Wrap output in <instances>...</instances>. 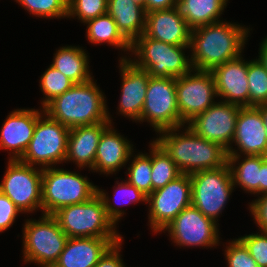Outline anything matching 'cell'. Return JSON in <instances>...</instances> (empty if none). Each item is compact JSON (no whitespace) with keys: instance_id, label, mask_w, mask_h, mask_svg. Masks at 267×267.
Masks as SVG:
<instances>
[{"instance_id":"6da1fadb","label":"cell","mask_w":267,"mask_h":267,"mask_svg":"<svg viewBox=\"0 0 267 267\" xmlns=\"http://www.w3.org/2000/svg\"><path fill=\"white\" fill-rule=\"evenodd\" d=\"M249 28L218 21L191 30L190 55L194 70L211 71L218 65L241 56Z\"/></svg>"},{"instance_id":"7a4b0ae2","label":"cell","mask_w":267,"mask_h":267,"mask_svg":"<svg viewBox=\"0 0 267 267\" xmlns=\"http://www.w3.org/2000/svg\"><path fill=\"white\" fill-rule=\"evenodd\" d=\"M106 193L97 188V194L89 201L63 207L53 214L68 238L123 239L115 228L124 210L112 205Z\"/></svg>"},{"instance_id":"3957f363","label":"cell","mask_w":267,"mask_h":267,"mask_svg":"<svg viewBox=\"0 0 267 267\" xmlns=\"http://www.w3.org/2000/svg\"><path fill=\"white\" fill-rule=\"evenodd\" d=\"M170 128L158 132L156 142L174 161L182 174H192L207 169H215L227 163V150L220 144L197 135L189 126ZM179 132V133H177Z\"/></svg>"},{"instance_id":"277c9868","label":"cell","mask_w":267,"mask_h":267,"mask_svg":"<svg viewBox=\"0 0 267 267\" xmlns=\"http://www.w3.org/2000/svg\"><path fill=\"white\" fill-rule=\"evenodd\" d=\"M91 80L74 84L43 109L52 119L68 128L110 122L106 100L100 87Z\"/></svg>"},{"instance_id":"5b68a950","label":"cell","mask_w":267,"mask_h":267,"mask_svg":"<svg viewBox=\"0 0 267 267\" xmlns=\"http://www.w3.org/2000/svg\"><path fill=\"white\" fill-rule=\"evenodd\" d=\"M190 46H175L164 43L145 34L131 44V52L137 57L129 59L137 68L147 71L151 77L178 78L189 73L193 68L189 55L184 50ZM136 60V61H135Z\"/></svg>"},{"instance_id":"8992f818","label":"cell","mask_w":267,"mask_h":267,"mask_svg":"<svg viewBox=\"0 0 267 267\" xmlns=\"http://www.w3.org/2000/svg\"><path fill=\"white\" fill-rule=\"evenodd\" d=\"M97 187L77 172L48 167L42 171V214L53 215L59 209L89 201Z\"/></svg>"},{"instance_id":"52a82bcc","label":"cell","mask_w":267,"mask_h":267,"mask_svg":"<svg viewBox=\"0 0 267 267\" xmlns=\"http://www.w3.org/2000/svg\"><path fill=\"white\" fill-rule=\"evenodd\" d=\"M22 233L24 262L41 267L55 264L68 239L56 218L49 214H43L38 221L27 219Z\"/></svg>"},{"instance_id":"ba28073f","label":"cell","mask_w":267,"mask_h":267,"mask_svg":"<svg viewBox=\"0 0 267 267\" xmlns=\"http://www.w3.org/2000/svg\"><path fill=\"white\" fill-rule=\"evenodd\" d=\"M69 131L70 128L52 119L44 109L38 110L33 137L19 161L42 169L65 162Z\"/></svg>"},{"instance_id":"9c48e42d","label":"cell","mask_w":267,"mask_h":267,"mask_svg":"<svg viewBox=\"0 0 267 267\" xmlns=\"http://www.w3.org/2000/svg\"><path fill=\"white\" fill-rule=\"evenodd\" d=\"M190 180L191 205L204 216L217 222L235 188L228 164L192 173Z\"/></svg>"},{"instance_id":"30bf717a","label":"cell","mask_w":267,"mask_h":267,"mask_svg":"<svg viewBox=\"0 0 267 267\" xmlns=\"http://www.w3.org/2000/svg\"><path fill=\"white\" fill-rule=\"evenodd\" d=\"M149 122L158 133L162 130L184 127L176 98V78L151 77L141 117L138 122Z\"/></svg>"},{"instance_id":"8fae6325","label":"cell","mask_w":267,"mask_h":267,"mask_svg":"<svg viewBox=\"0 0 267 267\" xmlns=\"http://www.w3.org/2000/svg\"><path fill=\"white\" fill-rule=\"evenodd\" d=\"M0 191L21 213L39 208L42 211V168L27 165L19 160H9Z\"/></svg>"},{"instance_id":"7c38bea8","label":"cell","mask_w":267,"mask_h":267,"mask_svg":"<svg viewBox=\"0 0 267 267\" xmlns=\"http://www.w3.org/2000/svg\"><path fill=\"white\" fill-rule=\"evenodd\" d=\"M149 225L153 232H161L183 209L191 205V180L181 174L165 187L153 191L147 199Z\"/></svg>"},{"instance_id":"4fadbf2b","label":"cell","mask_w":267,"mask_h":267,"mask_svg":"<svg viewBox=\"0 0 267 267\" xmlns=\"http://www.w3.org/2000/svg\"><path fill=\"white\" fill-rule=\"evenodd\" d=\"M215 97V82L210 71L192 69L176 78L177 106L184 124L213 105Z\"/></svg>"},{"instance_id":"5bb4252c","label":"cell","mask_w":267,"mask_h":267,"mask_svg":"<svg viewBox=\"0 0 267 267\" xmlns=\"http://www.w3.org/2000/svg\"><path fill=\"white\" fill-rule=\"evenodd\" d=\"M162 231L180 247H212L219 243L217 222L190 205L183 209Z\"/></svg>"},{"instance_id":"9a60e30c","label":"cell","mask_w":267,"mask_h":267,"mask_svg":"<svg viewBox=\"0 0 267 267\" xmlns=\"http://www.w3.org/2000/svg\"><path fill=\"white\" fill-rule=\"evenodd\" d=\"M240 108L239 105L220 100L196 115L187 125L200 137L228 150L232 145Z\"/></svg>"},{"instance_id":"2e32d148","label":"cell","mask_w":267,"mask_h":267,"mask_svg":"<svg viewBox=\"0 0 267 267\" xmlns=\"http://www.w3.org/2000/svg\"><path fill=\"white\" fill-rule=\"evenodd\" d=\"M232 143H235L240 153L231 146L227 155L267 156V132L260 106H245L239 109Z\"/></svg>"},{"instance_id":"e0dca14e","label":"cell","mask_w":267,"mask_h":267,"mask_svg":"<svg viewBox=\"0 0 267 267\" xmlns=\"http://www.w3.org/2000/svg\"><path fill=\"white\" fill-rule=\"evenodd\" d=\"M210 72L215 82L217 97L225 98L223 102L241 107L249 106L248 61L240 56L216 66Z\"/></svg>"},{"instance_id":"ac0fdd59","label":"cell","mask_w":267,"mask_h":267,"mask_svg":"<svg viewBox=\"0 0 267 267\" xmlns=\"http://www.w3.org/2000/svg\"><path fill=\"white\" fill-rule=\"evenodd\" d=\"M120 72L122 77L119 113L133 121H139L145 102L150 75L137 68L129 59L121 57Z\"/></svg>"},{"instance_id":"d6986e66","label":"cell","mask_w":267,"mask_h":267,"mask_svg":"<svg viewBox=\"0 0 267 267\" xmlns=\"http://www.w3.org/2000/svg\"><path fill=\"white\" fill-rule=\"evenodd\" d=\"M38 110L16 109L6 118L0 131V149L11 151L9 160H19L25 153L32 137Z\"/></svg>"},{"instance_id":"ffe728a7","label":"cell","mask_w":267,"mask_h":267,"mask_svg":"<svg viewBox=\"0 0 267 267\" xmlns=\"http://www.w3.org/2000/svg\"><path fill=\"white\" fill-rule=\"evenodd\" d=\"M191 30L177 6L146 13L144 34L149 38L175 46H190Z\"/></svg>"},{"instance_id":"44dd1931","label":"cell","mask_w":267,"mask_h":267,"mask_svg":"<svg viewBox=\"0 0 267 267\" xmlns=\"http://www.w3.org/2000/svg\"><path fill=\"white\" fill-rule=\"evenodd\" d=\"M133 146L110 124L103 131L98 143L93 172L110 175L119 171L131 160Z\"/></svg>"},{"instance_id":"7402d4cb","label":"cell","mask_w":267,"mask_h":267,"mask_svg":"<svg viewBox=\"0 0 267 267\" xmlns=\"http://www.w3.org/2000/svg\"><path fill=\"white\" fill-rule=\"evenodd\" d=\"M121 239L95 237L68 238L52 267H94L107 249Z\"/></svg>"},{"instance_id":"603a6c76","label":"cell","mask_w":267,"mask_h":267,"mask_svg":"<svg viewBox=\"0 0 267 267\" xmlns=\"http://www.w3.org/2000/svg\"><path fill=\"white\" fill-rule=\"evenodd\" d=\"M110 124V122H100L70 128L65 162L72 161L80 169L88 167L92 171L98 143L103 131Z\"/></svg>"},{"instance_id":"cb8c5ba5","label":"cell","mask_w":267,"mask_h":267,"mask_svg":"<svg viewBox=\"0 0 267 267\" xmlns=\"http://www.w3.org/2000/svg\"><path fill=\"white\" fill-rule=\"evenodd\" d=\"M107 13L131 44L144 34L146 11L133 0H108Z\"/></svg>"},{"instance_id":"d4e9b609","label":"cell","mask_w":267,"mask_h":267,"mask_svg":"<svg viewBox=\"0 0 267 267\" xmlns=\"http://www.w3.org/2000/svg\"><path fill=\"white\" fill-rule=\"evenodd\" d=\"M56 52L51 65L74 84L84 83L94 78L89 70L88 55L82 47L65 46Z\"/></svg>"},{"instance_id":"484cf974","label":"cell","mask_w":267,"mask_h":267,"mask_svg":"<svg viewBox=\"0 0 267 267\" xmlns=\"http://www.w3.org/2000/svg\"><path fill=\"white\" fill-rule=\"evenodd\" d=\"M240 157L242 156L228 155L227 157L233 185L241 186L244 191L258 196L260 195V167L267 156L245 155V158L239 162Z\"/></svg>"},{"instance_id":"4316f807","label":"cell","mask_w":267,"mask_h":267,"mask_svg":"<svg viewBox=\"0 0 267 267\" xmlns=\"http://www.w3.org/2000/svg\"><path fill=\"white\" fill-rule=\"evenodd\" d=\"M227 2L228 0H178L177 7L187 25L194 29L220 21Z\"/></svg>"},{"instance_id":"83f0119b","label":"cell","mask_w":267,"mask_h":267,"mask_svg":"<svg viewBox=\"0 0 267 267\" xmlns=\"http://www.w3.org/2000/svg\"><path fill=\"white\" fill-rule=\"evenodd\" d=\"M85 24H87V40L90 43H108L124 52H131V43L121 34L114 19L108 13L90 19Z\"/></svg>"},{"instance_id":"f1b7e54d","label":"cell","mask_w":267,"mask_h":267,"mask_svg":"<svg viewBox=\"0 0 267 267\" xmlns=\"http://www.w3.org/2000/svg\"><path fill=\"white\" fill-rule=\"evenodd\" d=\"M181 174L165 150L155 140L152 141V192L165 187Z\"/></svg>"},{"instance_id":"f546056e","label":"cell","mask_w":267,"mask_h":267,"mask_svg":"<svg viewBox=\"0 0 267 267\" xmlns=\"http://www.w3.org/2000/svg\"><path fill=\"white\" fill-rule=\"evenodd\" d=\"M150 145V155L147 153L133 155L132 152V157H135L127 168L129 173L125 172L128 176L127 181L147 196L152 193V142Z\"/></svg>"},{"instance_id":"4dcf8cb0","label":"cell","mask_w":267,"mask_h":267,"mask_svg":"<svg viewBox=\"0 0 267 267\" xmlns=\"http://www.w3.org/2000/svg\"><path fill=\"white\" fill-rule=\"evenodd\" d=\"M249 106L267 104V70L259 59L248 61Z\"/></svg>"},{"instance_id":"1f68e13d","label":"cell","mask_w":267,"mask_h":267,"mask_svg":"<svg viewBox=\"0 0 267 267\" xmlns=\"http://www.w3.org/2000/svg\"><path fill=\"white\" fill-rule=\"evenodd\" d=\"M39 82L41 91L45 95L44 100L41 102L42 109L55 97L63 94L74 85L67 76L52 65L42 74Z\"/></svg>"},{"instance_id":"d6a6232c","label":"cell","mask_w":267,"mask_h":267,"mask_svg":"<svg viewBox=\"0 0 267 267\" xmlns=\"http://www.w3.org/2000/svg\"><path fill=\"white\" fill-rule=\"evenodd\" d=\"M30 14L44 18L67 17L68 0H15Z\"/></svg>"},{"instance_id":"836d02e7","label":"cell","mask_w":267,"mask_h":267,"mask_svg":"<svg viewBox=\"0 0 267 267\" xmlns=\"http://www.w3.org/2000/svg\"><path fill=\"white\" fill-rule=\"evenodd\" d=\"M108 0H68L67 18H75L85 23L107 13ZM75 16V17H74Z\"/></svg>"},{"instance_id":"e575fe53","label":"cell","mask_w":267,"mask_h":267,"mask_svg":"<svg viewBox=\"0 0 267 267\" xmlns=\"http://www.w3.org/2000/svg\"><path fill=\"white\" fill-rule=\"evenodd\" d=\"M248 249L258 267H267V232L249 234L238 238Z\"/></svg>"},{"instance_id":"d590c367","label":"cell","mask_w":267,"mask_h":267,"mask_svg":"<svg viewBox=\"0 0 267 267\" xmlns=\"http://www.w3.org/2000/svg\"><path fill=\"white\" fill-rule=\"evenodd\" d=\"M224 251L228 267H258L248 249L239 239L229 241Z\"/></svg>"},{"instance_id":"8d00e7d4","label":"cell","mask_w":267,"mask_h":267,"mask_svg":"<svg viewBox=\"0 0 267 267\" xmlns=\"http://www.w3.org/2000/svg\"><path fill=\"white\" fill-rule=\"evenodd\" d=\"M116 183L118 187H116V190L114 192L115 194L113 196V200L115 198L117 199L116 195H119V198L122 197L123 201L126 199L125 200L126 204L138 203L139 201L147 203L148 196L145 195L142 191H140L135 186L131 185L127 180H124V182L122 181L120 183L116 181ZM125 202L123 203L125 204ZM123 203L122 201L120 202L121 206Z\"/></svg>"},{"instance_id":"74e56055","label":"cell","mask_w":267,"mask_h":267,"mask_svg":"<svg viewBox=\"0 0 267 267\" xmlns=\"http://www.w3.org/2000/svg\"><path fill=\"white\" fill-rule=\"evenodd\" d=\"M21 213L15 204L0 191V232L9 229L18 214Z\"/></svg>"},{"instance_id":"f35d334b","label":"cell","mask_w":267,"mask_h":267,"mask_svg":"<svg viewBox=\"0 0 267 267\" xmlns=\"http://www.w3.org/2000/svg\"><path fill=\"white\" fill-rule=\"evenodd\" d=\"M249 204L255 223L260 228L259 231L267 232V193L258 196V199Z\"/></svg>"},{"instance_id":"ab89813d","label":"cell","mask_w":267,"mask_h":267,"mask_svg":"<svg viewBox=\"0 0 267 267\" xmlns=\"http://www.w3.org/2000/svg\"><path fill=\"white\" fill-rule=\"evenodd\" d=\"M123 239L113 243L107 251L102 255L94 267H125L123 259H121V252Z\"/></svg>"},{"instance_id":"60d3db41","label":"cell","mask_w":267,"mask_h":267,"mask_svg":"<svg viewBox=\"0 0 267 267\" xmlns=\"http://www.w3.org/2000/svg\"><path fill=\"white\" fill-rule=\"evenodd\" d=\"M178 0H145L146 13L153 10L170 9L177 6Z\"/></svg>"},{"instance_id":"b9f144b4","label":"cell","mask_w":267,"mask_h":267,"mask_svg":"<svg viewBox=\"0 0 267 267\" xmlns=\"http://www.w3.org/2000/svg\"><path fill=\"white\" fill-rule=\"evenodd\" d=\"M267 193V158L260 167V195Z\"/></svg>"},{"instance_id":"7bdbcfd3","label":"cell","mask_w":267,"mask_h":267,"mask_svg":"<svg viewBox=\"0 0 267 267\" xmlns=\"http://www.w3.org/2000/svg\"><path fill=\"white\" fill-rule=\"evenodd\" d=\"M260 62L264 65L267 70V37L262 41L259 48V56Z\"/></svg>"},{"instance_id":"ee69618b","label":"cell","mask_w":267,"mask_h":267,"mask_svg":"<svg viewBox=\"0 0 267 267\" xmlns=\"http://www.w3.org/2000/svg\"><path fill=\"white\" fill-rule=\"evenodd\" d=\"M260 112L263 117L264 125L267 132V104L266 105H260Z\"/></svg>"},{"instance_id":"f6af8a7d","label":"cell","mask_w":267,"mask_h":267,"mask_svg":"<svg viewBox=\"0 0 267 267\" xmlns=\"http://www.w3.org/2000/svg\"><path fill=\"white\" fill-rule=\"evenodd\" d=\"M133 1L145 9V0H133Z\"/></svg>"}]
</instances>
